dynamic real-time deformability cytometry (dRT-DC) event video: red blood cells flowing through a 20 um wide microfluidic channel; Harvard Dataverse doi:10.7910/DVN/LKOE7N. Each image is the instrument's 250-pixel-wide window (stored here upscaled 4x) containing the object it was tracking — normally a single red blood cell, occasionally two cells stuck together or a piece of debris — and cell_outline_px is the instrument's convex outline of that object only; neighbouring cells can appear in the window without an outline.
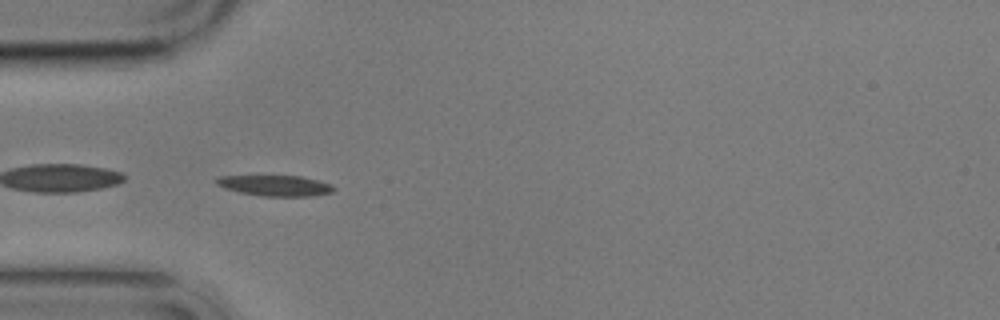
{"species": "common noctule bat (a hibernating species)", "species_latin": "Nyctalus noctula", "temperature_condition": "cold", "stored_images_in_passage": 4, "segment_of_instrument_passage": [2, 2], "camera_frame_rate_fps": 3000, "um_per_image_px": 0.085, "animal": {"sex": "male", "body_mass_g": 17.9}, "frame": {"image": 1, "passage_image": 4, "time_ms": 3.667, "image_size_px": [1000, 320], "cell_outline_px": [[336, 188], [332, 192], [312, 196], [260, 196], [240, 192], [224, 188], [216, 184], [216, 180], [220, 176], [300, 176], [332, 184]], "centroid_in_image_um": [23.41, 15.78], "position_along_channel_um": 61.6, "area_um2": 14.05}}